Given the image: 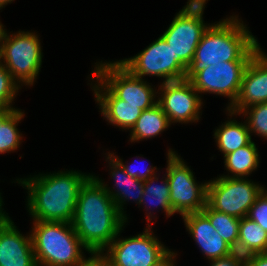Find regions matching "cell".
Instances as JSON below:
<instances>
[{
	"label": "cell",
	"mask_w": 267,
	"mask_h": 266,
	"mask_svg": "<svg viewBox=\"0 0 267 266\" xmlns=\"http://www.w3.org/2000/svg\"><path fill=\"white\" fill-rule=\"evenodd\" d=\"M126 223L104 186L91 175L79 191L72 226L91 254H101Z\"/></svg>",
	"instance_id": "1"
},
{
	"label": "cell",
	"mask_w": 267,
	"mask_h": 266,
	"mask_svg": "<svg viewBox=\"0 0 267 266\" xmlns=\"http://www.w3.org/2000/svg\"><path fill=\"white\" fill-rule=\"evenodd\" d=\"M91 174L67 170L17 182L28 190L27 210L34 221L72 223L80 188Z\"/></svg>",
	"instance_id": "2"
},
{
	"label": "cell",
	"mask_w": 267,
	"mask_h": 266,
	"mask_svg": "<svg viewBox=\"0 0 267 266\" xmlns=\"http://www.w3.org/2000/svg\"><path fill=\"white\" fill-rule=\"evenodd\" d=\"M238 17L232 15L208 27L195 50L187 78L196 69H206L210 65L251 60L261 47Z\"/></svg>",
	"instance_id": "3"
},
{
	"label": "cell",
	"mask_w": 267,
	"mask_h": 266,
	"mask_svg": "<svg viewBox=\"0 0 267 266\" xmlns=\"http://www.w3.org/2000/svg\"><path fill=\"white\" fill-rule=\"evenodd\" d=\"M31 233L37 266H81L91 253L80 241L72 223L33 221Z\"/></svg>",
	"instance_id": "4"
},
{
	"label": "cell",
	"mask_w": 267,
	"mask_h": 266,
	"mask_svg": "<svg viewBox=\"0 0 267 266\" xmlns=\"http://www.w3.org/2000/svg\"><path fill=\"white\" fill-rule=\"evenodd\" d=\"M4 32L0 44V63L19 85H33L42 65V48L35 32ZM3 61V62H2Z\"/></svg>",
	"instance_id": "5"
},
{
	"label": "cell",
	"mask_w": 267,
	"mask_h": 266,
	"mask_svg": "<svg viewBox=\"0 0 267 266\" xmlns=\"http://www.w3.org/2000/svg\"><path fill=\"white\" fill-rule=\"evenodd\" d=\"M205 4L187 3L161 35L174 53L175 60L186 70L195 50L210 24L204 23Z\"/></svg>",
	"instance_id": "6"
},
{
	"label": "cell",
	"mask_w": 267,
	"mask_h": 266,
	"mask_svg": "<svg viewBox=\"0 0 267 266\" xmlns=\"http://www.w3.org/2000/svg\"><path fill=\"white\" fill-rule=\"evenodd\" d=\"M166 176L170 188V204L181 217L201 212L206 205L207 182L198 184L193 171L172 149L167 153Z\"/></svg>",
	"instance_id": "7"
},
{
	"label": "cell",
	"mask_w": 267,
	"mask_h": 266,
	"mask_svg": "<svg viewBox=\"0 0 267 266\" xmlns=\"http://www.w3.org/2000/svg\"><path fill=\"white\" fill-rule=\"evenodd\" d=\"M265 189L248 178L219 176L207 183L206 203L214 210L241 219Z\"/></svg>",
	"instance_id": "8"
},
{
	"label": "cell",
	"mask_w": 267,
	"mask_h": 266,
	"mask_svg": "<svg viewBox=\"0 0 267 266\" xmlns=\"http://www.w3.org/2000/svg\"><path fill=\"white\" fill-rule=\"evenodd\" d=\"M92 72L117 98L146 110L157 104L158 92L144 79L133 75L119 61L98 62Z\"/></svg>",
	"instance_id": "9"
},
{
	"label": "cell",
	"mask_w": 267,
	"mask_h": 266,
	"mask_svg": "<svg viewBox=\"0 0 267 266\" xmlns=\"http://www.w3.org/2000/svg\"><path fill=\"white\" fill-rule=\"evenodd\" d=\"M143 233L129 238H116L100 255L110 266H151L169 249L155 237L150 223Z\"/></svg>",
	"instance_id": "10"
},
{
	"label": "cell",
	"mask_w": 267,
	"mask_h": 266,
	"mask_svg": "<svg viewBox=\"0 0 267 266\" xmlns=\"http://www.w3.org/2000/svg\"><path fill=\"white\" fill-rule=\"evenodd\" d=\"M133 75L163 78V83L187 78V71L175 60L174 53L162 36L133 57L119 60Z\"/></svg>",
	"instance_id": "11"
},
{
	"label": "cell",
	"mask_w": 267,
	"mask_h": 266,
	"mask_svg": "<svg viewBox=\"0 0 267 266\" xmlns=\"http://www.w3.org/2000/svg\"><path fill=\"white\" fill-rule=\"evenodd\" d=\"M158 90L157 103L168 117L170 124L196 123L200 120V113H202L200 111L203 105L202 97L198 95L199 93L194 89L188 78L162 82Z\"/></svg>",
	"instance_id": "12"
},
{
	"label": "cell",
	"mask_w": 267,
	"mask_h": 266,
	"mask_svg": "<svg viewBox=\"0 0 267 266\" xmlns=\"http://www.w3.org/2000/svg\"><path fill=\"white\" fill-rule=\"evenodd\" d=\"M249 61H228L196 69L188 79L198 93L228 97L231 106L239 93L243 73Z\"/></svg>",
	"instance_id": "13"
},
{
	"label": "cell",
	"mask_w": 267,
	"mask_h": 266,
	"mask_svg": "<svg viewBox=\"0 0 267 266\" xmlns=\"http://www.w3.org/2000/svg\"><path fill=\"white\" fill-rule=\"evenodd\" d=\"M261 49L248 62L238 96L227 108L237 115L249 106L267 102V55Z\"/></svg>",
	"instance_id": "14"
},
{
	"label": "cell",
	"mask_w": 267,
	"mask_h": 266,
	"mask_svg": "<svg viewBox=\"0 0 267 266\" xmlns=\"http://www.w3.org/2000/svg\"><path fill=\"white\" fill-rule=\"evenodd\" d=\"M0 266H37L31 234H21L9 216L0 223Z\"/></svg>",
	"instance_id": "15"
},
{
	"label": "cell",
	"mask_w": 267,
	"mask_h": 266,
	"mask_svg": "<svg viewBox=\"0 0 267 266\" xmlns=\"http://www.w3.org/2000/svg\"><path fill=\"white\" fill-rule=\"evenodd\" d=\"M92 79H96V84L92 86L96 103L100 106L101 115L106 118L112 126H117L124 130H131L141 115V105L128 104L117 98L94 74Z\"/></svg>",
	"instance_id": "16"
},
{
	"label": "cell",
	"mask_w": 267,
	"mask_h": 266,
	"mask_svg": "<svg viewBox=\"0 0 267 266\" xmlns=\"http://www.w3.org/2000/svg\"><path fill=\"white\" fill-rule=\"evenodd\" d=\"M182 217L188 233L208 260L225 257L234 252L202 212L188 213Z\"/></svg>",
	"instance_id": "17"
},
{
	"label": "cell",
	"mask_w": 267,
	"mask_h": 266,
	"mask_svg": "<svg viewBox=\"0 0 267 266\" xmlns=\"http://www.w3.org/2000/svg\"><path fill=\"white\" fill-rule=\"evenodd\" d=\"M109 163L110 175L115 180L114 186L117 190L111 189L108 187L105 182L99 177L94 176L105 188L107 193L114 200L115 205L117 206L118 212L125 218L127 222V215L124 212V204L126 201L133 200L140 207V202L144 193V181L132 178L127 174L121 164L110 154L107 153L106 156Z\"/></svg>",
	"instance_id": "18"
},
{
	"label": "cell",
	"mask_w": 267,
	"mask_h": 266,
	"mask_svg": "<svg viewBox=\"0 0 267 266\" xmlns=\"http://www.w3.org/2000/svg\"><path fill=\"white\" fill-rule=\"evenodd\" d=\"M227 111L231 119L225 121L224 124L215 129L213 135L216 139L217 147L223 155L232 153L252 142V135L248 129L246 120L243 123H239L234 119L232 120V117L237 114L230 110Z\"/></svg>",
	"instance_id": "19"
},
{
	"label": "cell",
	"mask_w": 267,
	"mask_h": 266,
	"mask_svg": "<svg viewBox=\"0 0 267 266\" xmlns=\"http://www.w3.org/2000/svg\"><path fill=\"white\" fill-rule=\"evenodd\" d=\"M168 117L157 103L153 107L143 110L135 125L129 130L130 142H138L147 138H154L170 126Z\"/></svg>",
	"instance_id": "20"
},
{
	"label": "cell",
	"mask_w": 267,
	"mask_h": 266,
	"mask_svg": "<svg viewBox=\"0 0 267 266\" xmlns=\"http://www.w3.org/2000/svg\"><path fill=\"white\" fill-rule=\"evenodd\" d=\"M234 251L243 257L267 252V232L247 216L241 218Z\"/></svg>",
	"instance_id": "21"
},
{
	"label": "cell",
	"mask_w": 267,
	"mask_h": 266,
	"mask_svg": "<svg viewBox=\"0 0 267 266\" xmlns=\"http://www.w3.org/2000/svg\"><path fill=\"white\" fill-rule=\"evenodd\" d=\"M259 153L256 144L252 141L250 144L240 147L232 153L224 155L225 168L231 173L221 175L230 178H247L259 166Z\"/></svg>",
	"instance_id": "22"
},
{
	"label": "cell",
	"mask_w": 267,
	"mask_h": 266,
	"mask_svg": "<svg viewBox=\"0 0 267 266\" xmlns=\"http://www.w3.org/2000/svg\"><path fill=\"white\" fill-rule=\"evenodd\" d=\"M158 178L159 176L157 177L156 173L155 175L149 177L147 180L144 181V193L140 205H145L144 209H146V211L152 210V208L150 207L152 205H156V209L158 208V206H160V209L165 212V215L167 217H170L174 215L175 212L172 210V206L170 204L169 182L167 176L165 177L164 175L161 185H155L154 181L158 182ZM146 200H148V202ZM149 202L150 206L147 205Z\"/></svg>",
	"instance_id": "23"
},
{
	"label": "cell",
	"mask_w": 267,
	"mask_h": 266,
	"mask_svg": "<svg viewBox=\"0 0 267 266\" xmlns=\"http://www.w3.org/2000/svg\"><path fill=\"white\" fill-rule=\"evenodd\" d=\"M220 237L233 249L237 247L240 219L212 209L207 203L201 211Z\"/></svg>",
	"instance_id": "24"
},
{
	"label": "cell",
	"mask_w": 267,
	"mask_h": 266,
	"mask_svg": "<svg viewBox=\"0 0 267 266\" xmlns=\"http://www.w3.org/2000/svg\"><path fill=\"white\" fill-rule=\"evenodd\" d=\"M24 116V112L16 108L0 123V154L14 152L20 147L23 137L17 126Z\"/></svg>",
	"instance_id": "25"
},
{
	"label": "cell",
	"mask_w": 267,
	"mask_h": 266,
	"mask_svg": "<svg viewBox=\"0 0 267 266\" xmlns=\"http://www.w3.org/2000/svg\"><path fill=\"white\" fill-rule=\"evenodd\" d=\"M246 117L250 133L267 139V102L245 108L240 115Z\"/></svg>",
	"instance_id": "26"
},
{
	"label": "cell",
	"mask_w": 267,
	"mask_h": 266,
	"mask_svg": "<svg viewBox=\"0 0 267 266\" xmlns=\"http://www.w3.org/2000/svg\"><path fill=\"white\" fill-rule=\"evenodd\" d=\"M21 86L13 79L11 73L0 63V109H15L12 102Z\"/></svg>",
	"instance_id": "27"
},
{
	"label": "cell",
	"mask_w": 267,
	"mask_h": 266,
	"mask_svg": "<svg viewBox=\"0 0 267 266\" xmlns=\"http://www.w3.org/2000/svg\"><path fill=\"white\" fill-rule=\"evenodd\" d=\"M248 218L255 221L267 232V191L264 189L250 207Z\"/></svg>",
	"instance_id": "28"
},
{
	"label": "cell",
	"mask_w": 267,
	"mask_h": 266,
	"mask_svg": "<svg viewBox=\"0 0 267 266\" xmlns=\"http://www.w3.org/2000/svg\"><path fill=\"white\" fill-rule=\"evenodd\" d=\"M120 164L121 166L124 168L125 172L127 174H129L132 178H136L142 181L147 180L149 177L153 176L156 174L157 172V168L153 167V165L149 168H145L143 169V171H139L136 169V167H132L131 165H125L123 163V160L118 158V156L116 157V155L114 153H110ZM156 170V172H155Z\"/></svg>",
	"instance_id": "29"
},
{
	"label": "cell",
	"mask_w": 267,
	"mask_h": 266,
	"mask_svg": "<svg viewBox=\"0 0 267 266\" xmlns=\"http://www.w3.org/2000/svg\"><path fill=\"white\" fill-rule=\"evenodd\" d=\"M210 266H245V257L236 251L228 256L209 260Z\"/></svg>",
	"instance_id": "30"
},
{
	"label": "cell",
	"mask_w": 267,
	"mask_h": 266,
	"mask_svg": "<svg viewBox=\"0 0 267 266\" xmlns=\"http://www.w3.org/2000/svg\"><path fill=\"white\" fill-rule=\"evenodd\" d=\"M245 266H267V252L246 256Z\"/></svg>",
	"instance_id": "31"
},
{
	"label": "cell",
	"mask_w": 267,
	"mask_h": 266,
	"mask_svg": "<svg viewBox=\"0 0 267 266\" xmlns=\"http://www.w3.org/2000/svg\"><path fill=\"white\" fill-rule=\"evenodd\" d=\"M177 253L171 251L170 249L153 265L151 266H175V258Z\"/></svg>",
	"instance_id": "32"
},
{
	"label": "cell",
	"mask_w": 267,
	"mask_h": 266,
	"mask_svg": "<svg viewBox=\"0 0 267 266\" xmlns=\"http://www.w3.org/2000/svg\"><path fill=\"white\" fill-rule=\"evenodd\" d=\"M81 266H110V264L100 254H91Z\"/></svg>",
	"instance_id": "33"
},
{
	"label": "cell",
	"mask_w": 267,
	"mask_h": 266,
	"mask_svg": "<svg viewBox=\"0 0 267 266\" xmlns=\"http://www.w3.org/2000/svg\"><path fill=\"white\" fill-rule=\"evenodd\" d=\"M15 109H0V123H2Z\"/></svg>",
	"instance_id": "34"
},
{
	"label": "cell",
	"mask_w": 267,
	"mask_h": 266,
	"mask_svg": "<svg viewBox=\"0 0 267 266\" xmlns=\"http://www.w3.org/2000/svg\"><path fill=\"white\" fill-rule=\"evenodd\" d=\"M2 206H3V199H2L1 193H0V223L8 216V213H5L3 211L4 209H2Z\"/></svg>",
	"instance_id": "35"
},
{
	"label": "cell",
	"mask_w": 267,
	"mask_h": 266,
	"mask_svg": "<svg viewBox=\"0 0 267 266\" xmlns=\"http://www.w3.org/2000/svg\"><path fill=\"white\" fill-rule=\"evenodd\" d=\"M206 1H208V0H188L187 3H191V4H206Z\"/></svg>",
	"instance_id": "36"
},
{
	"label": "cell",
	"mask_w": 267,
	"mask_h": 266,
	"mask_svg": "<svg viewBox=\"0 0 267 266\" xmlns=\"http://www.w3.org/2000/svg\"><path fill=\"white\" fill-rule=\"evenodd\" d=\"M14 0H0V10L8 3H12Z\"/></svg>",
	"instance_id": "37"
},
{
	"label": "cell",
	"mask_w": 267,
	"mask_h": 266,
	"mask_svg": "<svg viewBox=\"0 0 267 266\" xmlns=\"http://www.w3.org/2000/svg\"><path fill=\"white\" fill-rule=\"evenodd\" d=\"M6 29H4V26L1 24L0 22V44L2 42V37L4 35V32H5Z\"/></svg>",
	"instance_id": "38"
}]
</instances>
